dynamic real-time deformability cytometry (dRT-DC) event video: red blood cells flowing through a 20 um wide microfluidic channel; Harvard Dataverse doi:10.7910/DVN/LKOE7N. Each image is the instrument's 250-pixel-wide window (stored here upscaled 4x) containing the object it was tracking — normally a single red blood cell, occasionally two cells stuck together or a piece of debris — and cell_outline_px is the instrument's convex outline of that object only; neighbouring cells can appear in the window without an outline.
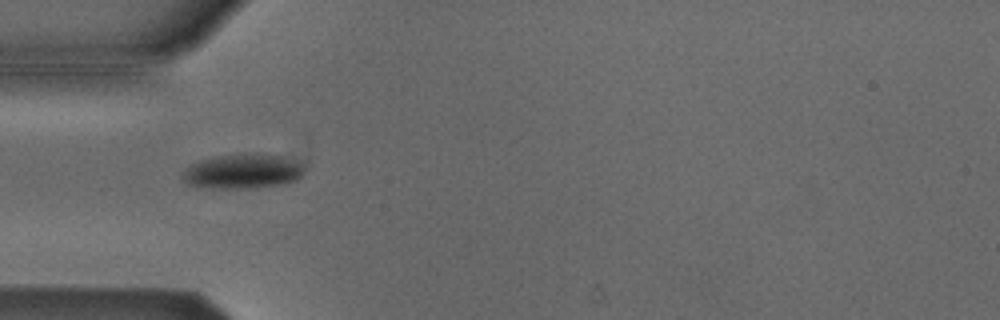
{"species": "Egyptian fruit bat (a non-hibernating species)", "species_latin": "Rousettus aegyptiacus", "temperature_condition": "cold", "stored_images_in_passage": 38, "camera_frame_rate_fps": 3000, "um_per_image_px": 0.085, "animal": {"sex": "male"}, "frame": {"image": 1, "passage_image": 1, "time_ms": 0.0, "image_size_px": [1000, 320], "cell_outline_px": [[304, 172], [296, 180], [284, 184], [248, 188], [212, 188], [184, 184], [180, 176], [184, 168], [200, 160], [216, 156], [256, 152], [280, 156], [300, 164], [304, 168]], "centroid_in_image_um": [20.56, 14.56], "position_along_channel_um": 64.4, "area_um2": 24.74}}
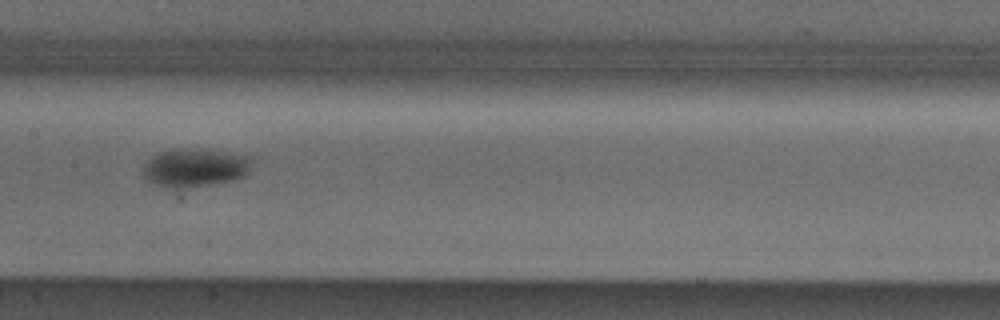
{"frame": {"image": 2, "passage_image": 11, "time_ms": 3.333, "image_size_px": [1000, 320], "cell_outline_px": [[252, 160], [248, 172], [244, 176], [236, 180], [188, 188], [164, 188], [152, 184], [144, 180], [144, 164], [152, 156], [160, 152], [172, 148], [200, 148], [248, 156]], "centroid_in_image_um": [16.52, 14.26], "position_along_channel_um": 190.9, "area_um2": 24.8}}
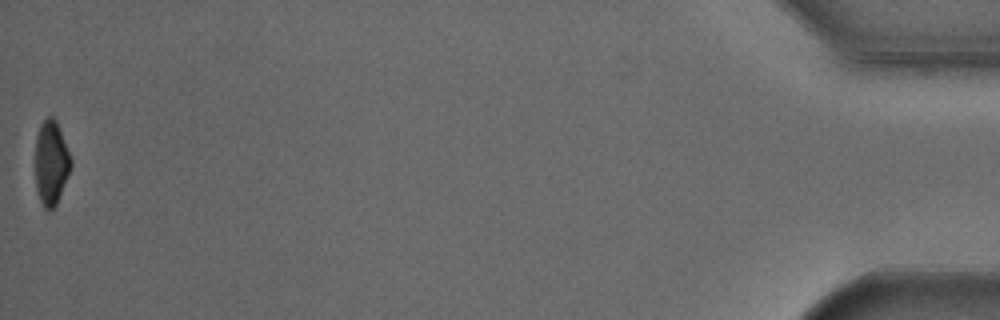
{"frame": {"image": 3, "passage_image": 38, "time_ms": 12.333, "image_size_px": [1000, 320], "cell_outline_px": [[72, 164], [68, 176], [56, 204], [52, 208], [44, 208], [40, 200], [36, 188], [36, 136], [40, 124], [48, 116], [52, 116], [56, 120], [72, 160]], "centroid_in_image_um": [4.35, 13.81], "position_along_channel_um": 430.9, "area_um2": 17.22}, "authors_computed_cell_mechanics": {"area_um2": 22.7154, "velocity_mm_per_s": 3.8218, "shape_relaxation_time_tau1_ms": 4.3397, "shape_relaxation_time_tau2_ms": null, "deformation_change_tau1": 0.108, "deformation_change_tau2": null}}